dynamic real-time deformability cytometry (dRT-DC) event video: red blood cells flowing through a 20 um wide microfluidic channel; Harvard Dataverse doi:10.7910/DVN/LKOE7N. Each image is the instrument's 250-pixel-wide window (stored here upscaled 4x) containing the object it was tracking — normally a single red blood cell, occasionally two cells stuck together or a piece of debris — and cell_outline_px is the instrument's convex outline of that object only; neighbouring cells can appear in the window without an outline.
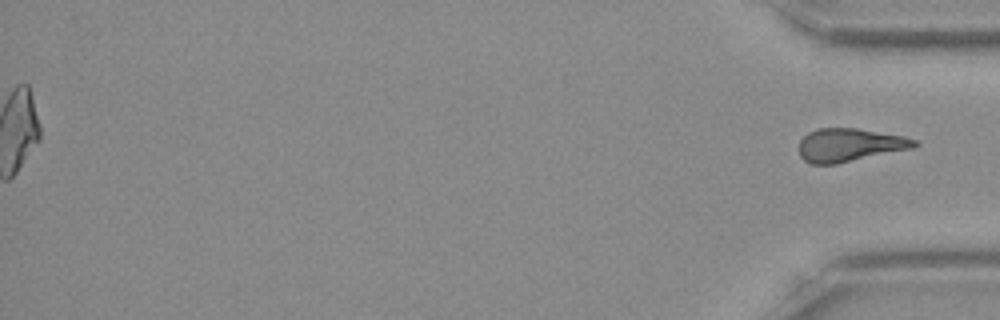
{"species": "Egyptian fruit bat (a non-hibernating species)", "species_latin": "Rousettus aegyptiacus", "temperature_condition": "room temperature", "stored_images_in_passage": 53, "segment_of_instrument_passage": [2, 2], "camera_frame_rate_fps": 3000, "um_per_image_px": 0.085, "frame": {"image": 1, "passage_image": 53, "time_ms": 17.333, "image_size_px": [1000, 320], "cell_outline_px": [[920, 144], [912, 148], [836, 164], [812, 164], [804, 160], [800, 156], [800, 140], [808, 132], [816, 128], [856, 128], [904, 136], [916, 140]], "centroid_in_image_um": [72.21, 12.32], "position_along_channel_um": 363.0, "area_um2": 22.25}}